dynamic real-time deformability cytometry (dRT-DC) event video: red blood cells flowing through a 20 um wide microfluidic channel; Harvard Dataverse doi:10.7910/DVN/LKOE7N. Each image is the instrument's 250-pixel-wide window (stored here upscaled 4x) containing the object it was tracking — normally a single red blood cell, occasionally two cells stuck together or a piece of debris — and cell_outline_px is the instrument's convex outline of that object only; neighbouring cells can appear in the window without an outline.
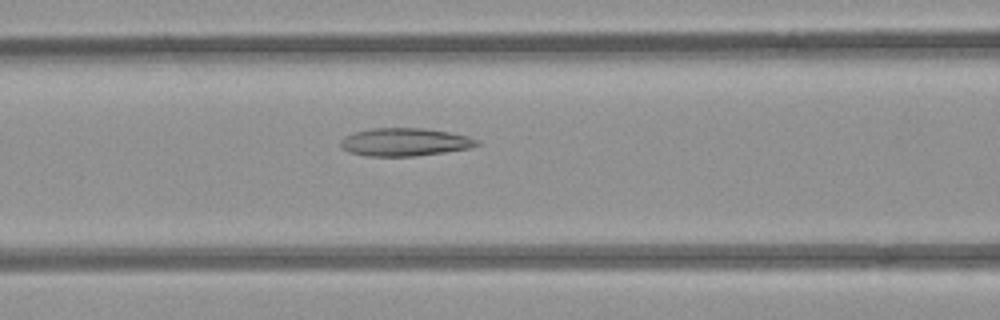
{"species": "common noctule bat (a hibernating species)", "species_latin": "Nyctalus noctula", "temperature_condition": "room temperature", "stored_images_in_passage": 35, "camera_frame_rate_fps": 3000, "um_per_image_px": 0.085, "animal": {"sex": "female", "body_mass_g": 21.9}, "frame": {"image": 1, "passage_image": 8, "time_ms": 2.333, "image_size_px": [1000, 320], "cell_outline_px": [[480, 144], [468, 148], [444, 152], [416, 156], [368, 156], [348, 152], [340, 144], [340, 140], [344, 136], [356, 132], [372, 128], [424, 128], [448, 132], [468, 136], [480, 140]], "centroid_in_image_um": [34.41, 12.07], "position_along_channel_um": 132.2, "area_um2": 22.14}}
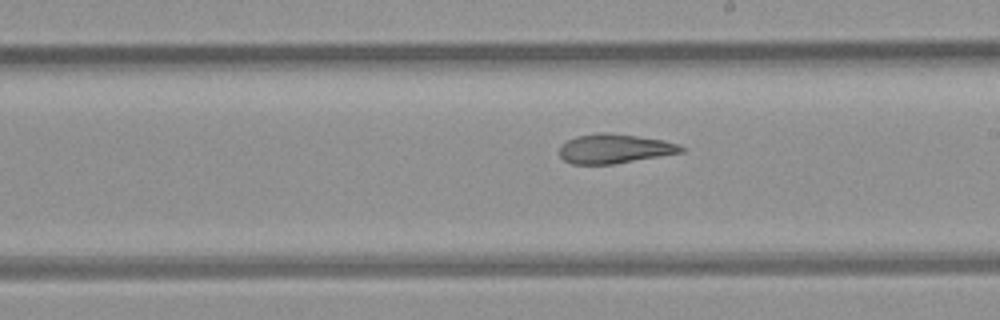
{"frame": {"image": 2, "passage_image": 16, "time_ms": 5.0, "image_size_px": [1000, 320], "cell_outline_px": [[684, 152], [612, 164], [572, 164], [564, 160], [560, 156], [560, 148], [568, 140], [576, 136], [600, 132], [604, 132], [636, 136], [664, 140], [680, 144], [684, 148]], "centroid_in_image_um": [52.25, 12.64], "position_along_channel_um": 236.8, "area_um2": 20.63}}
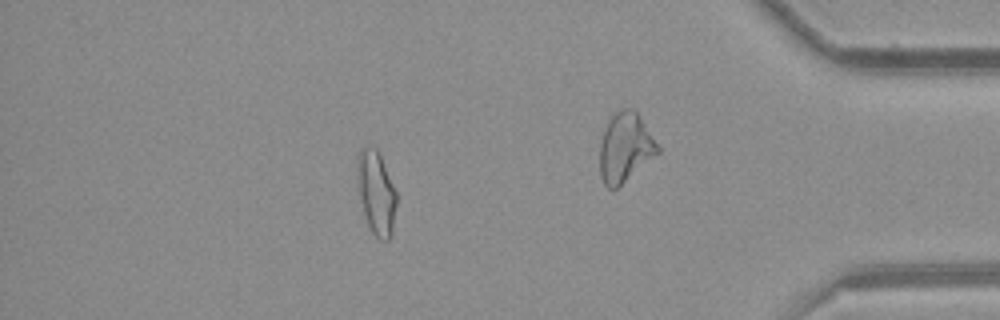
{"frame": {"image": 3, "passage_image": 28, "time_ms": 9.0, "image_size_px": [1000, 320], "cell_outline_px": [[396, 204], [392, 236], [388, 240], [380, 240], [372, 232], [368, 224], [360, 200], [356, 176], [356, 156], [360, 148], [372, 144], [376, 148], [380, 156], [396, 192]], "centroid_in_image_um": [31.95, 16.34], "position_along_channel_um": 403.3, "area_um2": 19.25}, "authors_computed_cell_mechanics": {"area_um2": 21.5016, "velocity_mm_per_s": 3.9213, "shape_relaxation_time_tau1_ms": null, "shape_relaxation_time_tau2_ms": 3.1002, "deformation_change_tau1": null, "deformation_change_tau2": 0.1151}}